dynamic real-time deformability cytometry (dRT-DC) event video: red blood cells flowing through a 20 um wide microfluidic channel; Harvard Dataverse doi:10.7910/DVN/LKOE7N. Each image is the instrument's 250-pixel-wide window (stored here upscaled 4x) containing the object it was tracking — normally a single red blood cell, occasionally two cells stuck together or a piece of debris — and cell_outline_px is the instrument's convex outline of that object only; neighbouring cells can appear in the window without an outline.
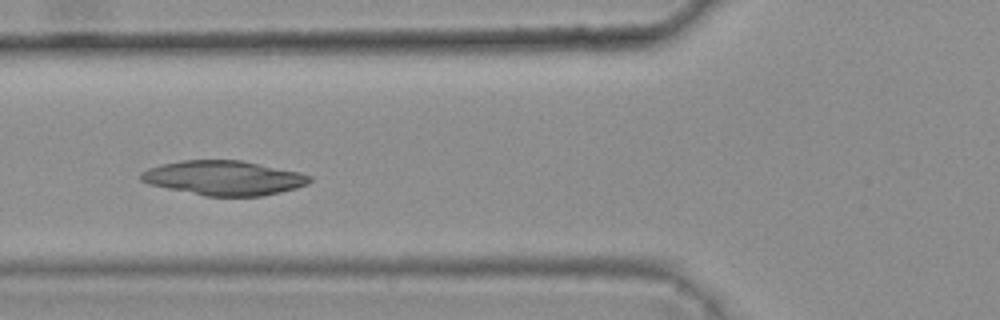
{"species": "common noctule bat (a hibernating species)", "species_latin": "Nyctalus noctula", "temperature_condition": "warm", "stored_images_in_passage": 8, "camera_frame_rate_fps": 3000, "um_per_image_px": 0.085, "animal": {"sex": "female", "body_mass_g": 25.1}, "frame": {"image": 1, "passage_image": 6, "time_ms": 1.667, "image_size_px": [1000, 320], "cell_outline_px": [[312, 180], [308, 184], [296, 188], [280, 192], [260, 196], [204, 196], [148, 184], [140, 180], [140, 172], [148, 168], [160, 164], [180, 160], [240, 160], [300, 172], [312, 176]], "centroid_in_image_um": [19.0, 15.12], "position_along_channel_um": 106.8, "area_um2": 34.04}}
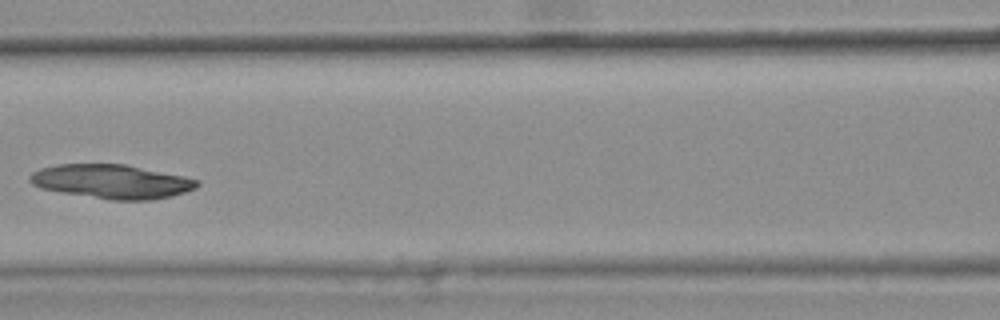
{"frame": {"image": 2, "passage_image": 7, "time_ms": 2.0, "image_size_px": [1000, 320], "cell_outline_px": [[200, 184], [196, 188], [172, 196], [152, 200], [112, 200], [40, 188], [32, 184], [28, 180], [28, 176], [32, 172], [40, 168], [56, 164], [124, 164], [184, 176], [200, 180]], "centroid_in_image_um": [9.5, 15.42], "position_along_channel_um": 157.1, "area_um2": 33.12}}